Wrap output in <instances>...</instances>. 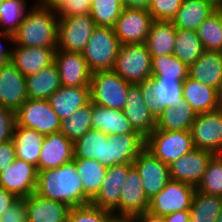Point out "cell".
I'll use <instances>...</instances> for the list:
<instances>
[{"label": "cell", "mask_w": 222, "mask_h": 222, "mask_svg": "<svg viewBox=\"0 0 222 222\" xmlns=\"http://www.w3.org/2000/svg\"><path fill=\"white\" fill-rule=\"evenodd\" d=\"M96 27L89 13L59 18L57 49L82 53Z\"/></svg>", "instance_id": "obj_9"}, {"label": "cell", "mask_w": 222, "mask_h": 222, "mask_svg": "<svg viewBox=\"0 0 222 222\" xmlns=\"http://www.w3.org/2000/svg\"><path fill=\"white\" fill-rule=\"evenodd\" d=\"M220 106H221V108H222V88H221V90H220Z\"/></svg>", "instance_id": "obj_59"}, {"label": "cell", "mask_w": 222, "mask_h": 222, "mask_svg": "<svg viewBox=\"0 0 222 222\" xmlns=\"http://www.w3.org/2000/svg\"><path fill=\"white\" fill-rule=\"evenodd\" d=\"M153 21L148 11L123 8L113 27L114 33L121 45L145 43Z\"/></svg>", "instance_id": "obj_14"}, {"label": "cell", "mask_w": 222, "mask_h": 222, "mask_svg": "<svg viewBox=\"0 0 222 222\" xmlns=\"http://www.w3.org/2000/svg\"><path fill=\"white\" fill-rule=\"evenodd\" d=\"M108 138L103 131L90 129L73 143V159H95L104 165L105 144Z\"/></svg>", "instance_id": "obj_35"}, {"label": "cell", "mask_w": 222, "mask_h": 222, "mask_svg": "<svg viewBox=\"0 0 222 222\" xmlns=\"http://www.w3.org/2000/svg\"><path fill=\"white\" fill-rule=\"evenodd\" d=\"M35 192L49 200L65 203L69 207L90 203L83 193L82 180L73 161L56 169L38 171Z\"/></svg>", "instance_id": "obj_1"}, {"label": "cell", "mask_w": 222, "mask_h": 222, "mask_svg": "<svg viewBox=\"0 0 222 222\" xmlns=\"http://www.w3.org/2000/svg\"><path fill=\"white\" fill-rule=\"evenodd\" d=\"M145 146L146 138L141 133L110 135L105 144L104 166L133 163Z\"/></svg>", "instance_id": "obj_16"}, {"label": "cell", "mask_w": 222, "mask_h": 222, "mask_svg": "<svg viewBox=\"0 0 222 222\" xmlns=\"http://www.w3.org/2000/svg\"><path fill=\"white\" fill-rule=\"evenodd\" d=\"M214 155L210 151L194 148L170 163V179L197 187Z\"/></svg>", "instance_id": "obj_17"}, {"label": "cell", "mask_w": 222, "mask_h": 222, "mask_svg": "<svg viewBox=\"0 0 222 222\" xmlns=\"http://www.w3.org/2000/svg\"><path fill=\"white\" fill-rule=\"evenodd\" d=\"M205 49L196 31L177 29L173 54L188 67L204 53Z\"/></svg>", "instance_id": "obj_38"}, {"label": "cell", "mask_w": 222, "mask_h": 222, "mask_svg": "<svg viewBox=\"0 0 222 222\" xmlns=\"http://www.w3.org/2000/svg\"><path fill=\"white\" fill-rule=\"evenodd\" d=\"M12 49L4 48L0 43V67L7 65L11 61Z\"/></svg>", "instance_id": "obj_54"}, {"label": "cell", "mask_w": 222, "mask_h": 222, "mask_svg": "<svg viewBox=\"0 0 222 222\" xmlns=\"http://www.w3.org/2000/svg\"><path fill=\"white\" fill-rule=\"evenodd\" d=\"M54 63L58 68L62 86H90L92 72L87 66L82 53L56 49Z\"/></svg>", "instance_id": "obj_18"}, {"label": "cell", "mask_w": 222, "mask_h": 222, "mask_svg": "<svg viewBox=\"0 0 222 222\" xmlns=\"http://www.w3.org/2000/svg\"><path fill=\"white\" fill-rule=\"evenodd\" d=\"M182 98L192 107L196 114L221 108L220 92L189 76L182 83Z\"/></svg>", "instance_id": "obj_23"}, {"label": "cell", "mask_w": 222, "mask_h": 222, "mask_svg": "<svg viewBox=\"0 0 222 222\" xmlns=\"http://www.w3.org/2000/svg\"><path fill=\"white\" fill-rule=\"evenodd\" d=\"M74 146L63 133L46 135L42 142L38 171L56 169L73 161Z\"/></svg>", "instance_id": "obj_19"}, {"label": "cell", "mask_w": 222, "mask_h": 222, "mask_svg": "<svg viewBox=\"0 0 222 222\" xmlns=\"http://www.w3.org/2000/svg\"><path fill=\"white\" fill-rule=\"evenodd\" d=\"M23 199L28 222H67L71 209L67 204L49 200L36 192Z\"/></svg>", "instance_id": "obj_21"}, {"label": "cell", "mask_w": 222, "mask_h": 222, "mask_svg": "<svg viewBox=\"0 0 222 222\" xmlns=\"http://www.w3.org/2000/svg\"><path fill=\"white\" fill-rule=\"evenodd\" d=\"M37 179V167L16 158L11 165L0 172V187L14 194L17 198L23 199L35 192Z\"/></svg>", "instance_id": "obj_15"}, {"label": "cell", "mask_w": 222, "mask_h": 222, "mask_svg": "<svg viewBox=\"0 0 222 222\" xmlns=\"http://www.w3.org/2000/svg\"><path fill=\"white\" fill-rule=\"evenodd\" d=\"M58 68L55 63L26 77V92L29 99L48 100L61 87Z\"/></svg>", "instance_id": "obj_30"}, {"label": "cell", "mask_w": 222, "mask_h": 222, "mask_svg": "<svg viewBox=\"0 0 222 222\" xmlns=\"http://www.w3.org/2000/svg\"><path fill=\"white\" fill-rule=\"evenodd\" d=\"M216 10L217 8L206 0H183L171 22L176 29L197 31Z\"/></svg>", "instance_id": "obj_27"}, {"label": "cell", "mask_w": 222, "mask_h": 222, "mask_svg": "<svg viewBox=\"0 0 222 222\" xmlns=\"http://www.w3.org/2000/svg\"><path fill=\"white\" fill-rule=\"evenodd\" d=\"M123 8L121 0H92L89 14L97 26L113 28Z\"/></svg>", "instance_id": "obj_42"}, {"label": "cell", "mask_w": 222, "mask_h": 222, "mask_svg": "<svg viewBox=\"0 0 222 222\" xmlns=\"http://www.w3.org/2000/svg\"><path fill=\"white\" fill-rule=\"evenodd\" d=\"M133 165L138 170L148 200L161 192L171 180L169 165L156 158L146 148L136 157Z\"/></svg>", "instance_id": "obj_13"}, {"label": "cell", "mask_w": 222, "mask_h": 222, "mask_svg": "<svg viewBox=\"0 0 222 222\" xmlns=\"http://www.w3.org/2000/svg\"><path fill=\"white\" fill-rule=\"evenodd\" d=\"M130 83L114 70L96 71L91 75L90 101L93 104L123 110Z\"/></svg>", "instance_id": "obj_5"}, {"label": "cell", "mask_w": 222, "mask_h": 222, "mask_svg": "<svg viewBox=\"0 0 222 222\" xmlns=\"http://www.w3.org/2000/svg\"><path fill=\"white\" fill-rule=\"evenodd\" d=\"M183 82L169 80H149L147 82L149 97L155 112L183 101Z\"/></svg>", "instance_id": "obj_33"}, {"label": "cell", "mask_w": 222, "mask_h": 222, "mask_svg": "<svg viewBox=\"0 0 222 222\" xmlns=\"http://www.w3.org/2000/svg\"><path fill=\"white\" fill-rule=\"evenodd\" d=\"M25 0H1L0 2V36L13 43V33L18 29L26 13Z\"/></svg>", "instance_id": "obj_37"}, {"label": "cell", "mask_w": 222, "mask_h": 222, "mask_svg": "<svg viewBox=\"0 0 222 222\" xmlns=\"http://www.w3.org/2000/svg\"><path fill=\"white\" fill-rule=\"evenodd\" d=\"M48 101L62 121L90 102V86H61L48 98Z\"/></svg>", "instance_id": "obj_25"}, {"label": "cell", "mask_w": 222, "mask_h": 222, "mask_svg": "<svg viewBox=\"0 0 222 222\" xmlns=\"http://www.w3.org/2000/svg\"><path fill=\"white\" fill-rule=\"evenodd\" d=\"M134 222H165L164 217L153 214L150 211L133 216Z\"/></svg>", "instance_id": "obj_52"}, {"label": "cell", "mask_w": 222, "mask_h": 222, "mask_svg": "<svg viewBox=\"0 0 222 222\" xmlns=\"http://www.w3.org/2000/svg\"><path fill=\"white\" fill-rule=\"evenodd\" d=\"M59 17L54 7L35 4L13 33V44L25 47L57 48Z\"/></svg>", "instance_id": "obj_2"}, {"label": "cell", "mask_w": 222, "mask_h": 222, "mask_svg": "<svg viewBox=\"0 0 222 222\" xmlns=\"http://www.w3.org/2000/svg\"><path fill=\"white\" fill-rule=\"evenodd\" d=\"M148 207L149 200L144 193L138 170L133 165L121 190L120 215L135 216L146 212Z\"/></svg>", "instance_id": "obj_24"}, {"label": "cell", "mask_w": 222, "mask_h": 222, "mask_svg": "<svg viewBox=\"0 0 222 222\" xmlns=\"http://www.w3.org/2000/svg\"><path fill=\"white\" fill-rule=\"evenodd\" d=\"M190 131L195 148L222 154V108L197 114Z\"/></svg>", "instance_id": "obj_11"}, {"label": "cell", "mask_w": 222, "mask_h": 222, "mask_svg": "<svg viewBox=\"0 0 222 222\" xmlns=\"http://www.w3.org/2000/svg\"><path fill=\"white\" fill-rule=\"evenodd\" d=\"M16 124L46 136L60 132L61 120L48 100L27 99L15 112Z\"/></svg>", "instance_id": "obj_8"}, {"label": "cell", "mask_w": 222, "mask_h": 222, "mask_svg": "<svg viewBox=\"0 0 222 222\" xmlns=\"http://www.w3.org/2000/svg\"><path fill=\"white\" fill-rule=\"evenodd\" d=\"M145 148L163 163L170 165L195 148L191 131H164L154 129L146 137Z\"/></svg>", "instance_id": "obj_6"}, {"label": "cell", "mask_w": 222, "mask_h": 222, "mask_svg": "<svg viewBox=\"0 0 222 222\" xmlns=\"http://www.w3.org/2000/svg\"><path fill=\"white\" fill-rule=\"evenodd\" d=\"M15 124V112L0 105V143L12 140Z\"/></svg>", "instance_id": "obj_47"}, {"label": "cell", "mask_w": 222, "mask_h": 222, "mask_svg": "<svg viewBox=\"0 0 222 222\" xmlns=\"http://www.w3.org/2000/svg\"><path fill=\"white\" fill-rule=\"evenodd\" d=\"M196 190L204 194L222 197V154H215L210 159Z\"/></svg>", "instance_id": "obj_43"}, {"label": "cell", "mask_w": 222, "mask_h": 222, "mask_svg": "<svg viewBox=\"0 0 222 222\" xmlns=\"http://www.w3.org/2000/svg\"><path fill=\"white\" fill-rule=\"evenodd\" d=\"M61 0H39L37 2L38 5L41 6H48V7H55Z\"/></svg>", "instance_id": "obj_56"}, {"label": "cell", "mask_w": 222, "mask_h": 222, "mask_svg": "<svg viewBox=\"0 0 222 222\" xmlns=\"http://www.w3.org/2000/svg\"><path fill=\"white\" fill-rule=\"evenodd\" d=\"M73 162L82 180L83 193L91 201L99 192L107 167L95 159H73Z\"/></svg>", "instance_id": "obj_34"}, {"label": "cell", "mask_w": 222, "mask_h": 222, "mask_svg": "<svg viewBox=\"0 0 222 222\" xmlns=\"http://www.w3.org/2000/svg\"><path fill=\"white\" fill-rule=\"evenodd\" d=\"M26 218L25 200L18 198L5 212L0 216V222H23Z\"/></svg>", "instance_id": "obj_48"}, {"label": "cell", "mask_w": 222, "mask_h": 222, "mask_svg": "<svg viewBox=\"0 0 222 222\" xmlns=\"http://www.w3.org/2000/svg\"><path fill=\"white\" fill-rule=\"evenodd\" d=\"M222 207V197L195 190L189 210L190 222H216Z\"/></svg>", "instance_id": "obj_39"}, {"label": "cell", "mask_w": 222, "mask_h": 222, "mask_svg": "<svg viewBox=\"0 0 222 222\" xmlns=\"http://www.w3.org/2000/svg\"><path fill=\"white\" fill-rule=\"evenodd\" d=\"M92 0H61L55 7L59 18L88 14Z\"/></svg>", "instance_id": "obj_46"}, {"label": "cell", "mask_w": 222, "mask_h": 222, "mask_svg": "<svg viewBox=\"0 0 222 222\" xmlns=\"http://www.w3.org/2000/svg\"><path fill=\"white\" fill-rule=\"evenodd\" d=\"M196 187L170 180L164 189L149 200L148 211L165 217L178 211H189Z\"/></svg>", "instance_id": "obj_10"}, {"label": "cell", "mask_w": 222, "mask_h": 222, "mask_svg": "<svg viewBox=\"0 0 222 222\" xmlns=\"http://www.w3.org/2000/svg\"><path fill=\"white\" fill-rule=\"evenodd\" d=\"M27 99L26 77L11 62L0 67V105L16 112Z\"/></svg>", "instance_id": "obj_20"}, {"label": "cell", "mask_w": 222, "mask_h": 222, "mask_svg": "<svg viewBox=\"0 0 222 222\" xmlns=\"http://www.w3.org/2000/svg\"><path fill=\"white\" fill-rule=\"evenodd\" d=\"M211 2L217 9L222 5V0H206Z\"/></svg>", "instance_id": "obj_57"}, {"label": "cell", "mask_w": 222, "mask_h": 222, "mask_svg": "<svg viewBox=\"0 0 222 222\" xmlns=\"http://www.w3.org/2000/svg\"><path fill=\"white\" fill-rule=\"evenodd\" d=\"M124 8L149 11L151 0H121Z\"/></svg>", "instance_id": "obj_51"}, {"label": "cell", "mask_w": 222, "mask_h": 222, "mask_svg": "<svg viewBox=\"0 0 222 222\" xmlns=\"http://www.w3.org/2000/svg\"><path fill=\"white\" fill-rule=\"evenodd\" d=\"M44 137L33 129L15 124L12 140L15 145L16 157L36 166L38 170Z\"/></svg>", "instance_id": "obj_31"}, {"label": "cell", "mask_w": 222, "mask_h": 222, "mask_svg": "<svg viewBox=\"0 0 222 222\" xmlns=\"http://www.w3.org/2000/svg\"><path fill=\"white\" fill-rule=\"evenodd\" d=\"M121 43L111 27L97 26L82 51L90 71L113 70Z\"/></svg>", "instance_id": "obj_3"}, {"label": "cell", "mask_w": 222, "mask_h": 222, "mask_svg": "<svg viewBox=\"0 0 222 222\" xmlns=\"http://www.w3.org/2000/svg\"><path fill=\"white\" fill-rule=\"evenodd\" d=\"M93 103L76 110L72 116L61 121L60 132L73 143L92 129Z\"/></svg>", "instance_id": "obj_40"}, {"label": "cell", "mask_w": 222, "mask_h": 222, "mask_svg": "<svg viewBox=\"0 0 222 222\" xmlns=\"http://www.w3.org/2000/svg\"><path fill=\"white\" fill-rule=\"evenodd\" d=\"M18 198L0 187V216L17 200Z\"/></svg>", "instance_id": "obj_50"}, {"label": "cell", "mask_w": 222, "mask_h": 222, "mask_svg": "<svg viewBox=\"0 0 222 222\" xmlns=\"http://www.w3.org/2000/svg\"><path fill=\"white\" fill-rule=\"evenodd\" d=\"M123 113L133 128L145 138L156 128V112L147 85L130 84Z\"/></svg>", "instance_id": "obj_7"}, {"label": "cell", "mask_w": 222, "mask_h": 222, "mask_svg": "<svg viewBox=\"0 0 222 222\" xmlns=\"http://www.w3.org/2000/svg\"><path fill=\"white\" fill-rule=\"evenodd\" d=\"M112 212L98 208L91 203L71 207L67 222H108Z\"/></svg>", "instance_id": "obj_44"}, {"label": "cell", "mask_w": 222, "mask_h": 222, "mask_svg": "<svg viewBox=\"0 0 222 222\" xmlns=\"http://www.w3.org/2000/svg\"><path fill=\"white\" fill-rule=\"evenodd\" d=\"M197 114L186 102L162 108L156 112V129L164 131L190 130Z\"/></svg>", "instance_id": "obj_29"}, {"label": "cell", "mask_w": 222, "mask_h": 222, "mask_svg": "<svg viewBox=\"0 0 222 222\" xmlns=\"http://www.w3.org/2000/svg\"><path fill=\"white\" fill-rule=\"evenodd\" d=\"M132 166L133 163H123L107 167L99 192L90 203L115 215H120L121 190Z\"/></svg>", "instance_id": "obj_12"}, {"label": "cell", "mask_w": 222, "mask_h": 222, "mask_svg": "<svg viewBox=\"0 0 222 222\" xmlns=\"http://www.w3.org/2000/svg\"><path fill=\"white\" fill-rule=\"evenodd\" d=\"M165 222H190L189 211H178L164 217Z\"/></svg>", "instance_id": "obj_53"}, {"label": "cell", "mask_w": 222, "mask_h": 222, "mask_svg": "<svg viewBox=\"0 0 222 222\" xmlns=\"http://www.w3.org/2000/svg\"><path fill=\"white\" fill-rule=\"evenodd\" d=\"M196 32L205 50L222 53V13L218 9L198 27Z\"/></svg>", "instance_id": "obj_41"}, {"label": "cell", "mask_w": 222, "mask_h": 222, "mask_svg": "<svg viewBox=\"0 0 222 222\" xmlns=\"http://www.w3.org/2000/svg\"><path fill=\"white\" fill-rule=\"evenodd\" d=\"M152 57L145 43L121 45L114 71L130 84H147L152 77Z\"/></svg>", "instance_id": "obj_4"}, {"label": "cell", "mask_w": 222, "mask_h": 222, "mask_svg": "<svg viewBox=\"0 0 222 222\" xmlns=\"http://www.w3.org/2000/svg\"><path fill=\"white\" fill-rule=\"evenodd\" d=\"M150 80L184 81L189 67L174 54L152 57Z\"/></svg>", "instance_id": "obj_36"}, {"label": "cell", "mask_w": 222, "mask_h": 222, "mask_svg": "<svg viewBox=\"0 0 222 222\" xmlns=\"http://www.w3.org/2000/svg\"><path fill=\"white\" fill-rule=\"evenodd\" d=\"M182 2L183 0H151L148 12L152 15L153 20L171 21Z\"/></svg>", "instance_id": "obj_45"}, {"label": "cell", "mask_w": 222, "mask_h": 222, "mask_svg": "<svg viewBox=\"0 0 222 222\" xmlns=\"http://www.w3.org/2000/svg\"><path fill=\"white\" fill-rule=\"evenodd\" d=\"M16 150L13 140L0 143V172L16 160Z\"/></svg>", "instance_id": "obj_49"}, {"label": "cell", "mask_w": 222, "mask_h": 222, "mask_svg": "<svg viewBox=\"0 0 222 222\" xmlns=\"http://www.w3.org/2000/svg\"><path fill=\"white\" fill-rule=\"evenodd\" d=\"M188 76L220 92L222 88V53L205 50L196 62L189 66Z\"/></svg>", "instance_id": "obj_26"}, {"label": "cell", "mask_w": 222, "mask_h": 222, "mask_svg": "<svg viewBox=\"0 0 222 222\" xmlns=\"http://www.w3.org/2000/svg\"><path fill=\"white\" fill-rule=\"evenodd\" d=\"M92 129L101 130L108 136L139 133L125 117L122 110L93 104Z\"/></svg>", "instance_id": "obj_28"}, {"label": "cell", "mask_w": 222, "mask_h": 222, "mask_svg": "<svg viewBox=\"0 0 222 222\" xmlns=\"http://www.w3.org/2000/svg\"><path fill=\"white\" fill-rule=\"evenodd\" d=\"M176 31L171 21L152 22L145 41L151 57L173 54Z\"/></svg>", "instance_id": "obj_32"}, {"label": "cell", "mask_w": 222, "mask_h": 222, "mask_svg": "<svg viewBox=\"0 0 222 222\" xmlns=\"http://www.w3.org/2000/svg\"><path fill=\"white\" fill-rule=\"evenodd\" d=\"M108 222H134L133 216L115 215L113 214Z\"/></svg>", "instance_id": "obj_55"}, {"label": "cell", "mask_w": 222, "mask_h": 222, "mask_svg": "<svg viewBox=\"0 0 222 222\" xmlns=\"http://www.w3.org/2000/svg\"><path fill=\"white\" fill-rule=\"evenodd\" d=\"M216 222H222V207H221V211L218 215V218H217Z\"/></svg>", "instance_id": "obj_58"}, {"label": "cell", "mask_w": 222, "mask_h": 222, "mask_svg": "<svg viewBox=\"0 0 222 222\" xmlns=\"http://www.w3.org/2000/svg\"><path fill=\"white\" fill-rule=\"evenodd\" d=\"M218 10L222 13V5L218 8Z\"/></svg>", "instance_id": "obj_60"}, {"label": "cell", "mask_w": 222, "mask_h": 222, "mask_svg": "<svg viewBox=\"0 0 222 222\" xmlns=\"http://www.w3.org/2000/svg\"><path fill=\"white\" fill-rule=\"evenodd\" d=\"M56 49L16 46L12 49L10 62L27 77L54 63Z\"/></svg>", "instance_id": "obj_22"}]
</instances>
